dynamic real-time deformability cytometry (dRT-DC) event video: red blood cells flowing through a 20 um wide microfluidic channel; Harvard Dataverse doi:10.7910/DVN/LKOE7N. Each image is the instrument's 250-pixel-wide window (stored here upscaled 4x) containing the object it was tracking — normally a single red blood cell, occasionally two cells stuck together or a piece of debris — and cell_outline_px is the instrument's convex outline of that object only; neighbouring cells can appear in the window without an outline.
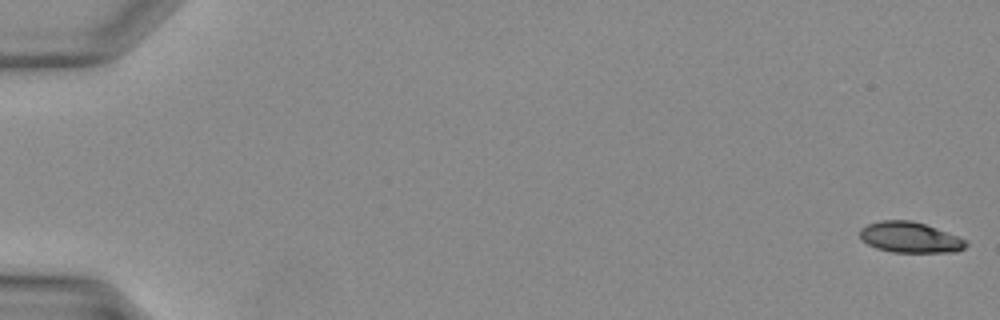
{"species": "Egyptian fruit bat (a non-hibernating species)", "species_latin": "Rousettus aegyptiacus", "temperature_condition": "warm", "stored_images_in_passage": 40, "segment_of_instrument_passage": [1, 2], "camera_frame_rate_fps": 3000, "um_per_image_px": 0.085, "animal": {"sex": "female"}, "frame": {"image": 1, "passage_image": 1, "time_ms": 0.0, "image_size_px": [1000, 320], "cell_outline_px": [[968, 244], [964, 248], [956, 252], [892, 252], [876, 248], [868, 244], [860, 236], [860, 228], [868, 224], [880, 220], [912, 220], [936, 228], [968, 240]], "centroid_in_image_um": [77.36, 20.17], "position_along_channel_um": 7.6, "area_um2": 18.96}}
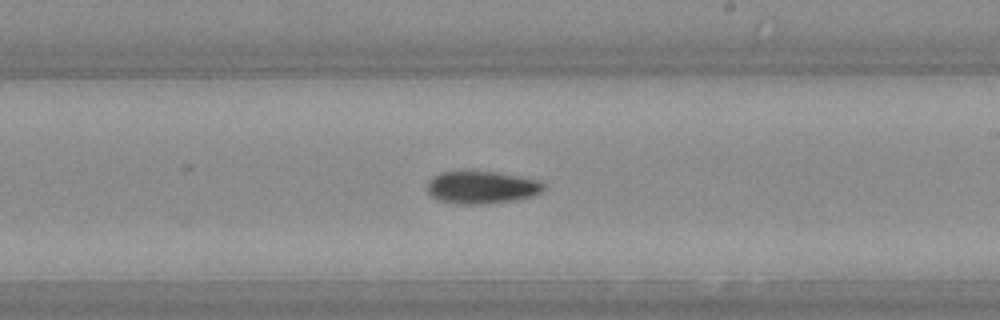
{"frame": {"image": 2, "passage_image": 24, "time_ms": 7.667, "image_size_px": [1000, 320], "cell_outline_px": [[544, 192], [532, 196], [516, 200], [484, 204], [460, 204], [440, 200], [432, 196], [428, 192], [428, 180], [432, 176], [440, 172], [492, 172], [540, 180], [544, 184]], "centroid_in_image_um": [40.96, 15.94], "position_along_channel_um": 248.0, "area_um2": 21.91}}
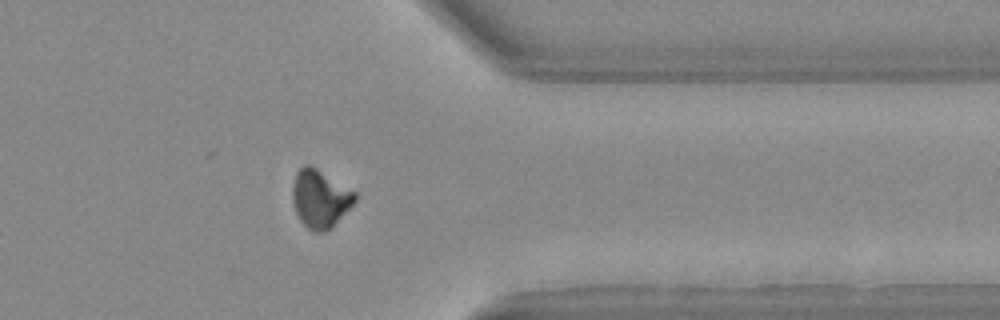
{"frame": {"image": 3, "passage_image": 32, "time_ms": 10.333, "image_size_px": [1000, 320], "cell_outline_px": [[356, 200], [324, 232], [312, 232], [300, 220], [296, 212], [292, 200], [292, 188], [296, 172], [304, 164], [308, 164], [316, 168], [356, 192]], "centroid_in_image_um": [27.16, 16.86], "position_along_channel_um": 384.2, "area_um2": 20.58}}